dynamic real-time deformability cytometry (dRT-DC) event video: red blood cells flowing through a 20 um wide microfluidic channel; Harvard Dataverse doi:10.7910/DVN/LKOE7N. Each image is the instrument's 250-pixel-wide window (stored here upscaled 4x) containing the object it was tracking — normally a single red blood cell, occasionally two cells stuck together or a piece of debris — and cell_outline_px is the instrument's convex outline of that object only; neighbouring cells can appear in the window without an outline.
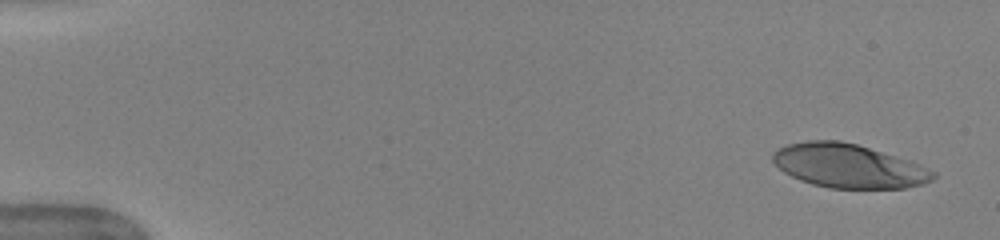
{"species": "human", "species_latin": "Homo sapiens", "temperature_condition": "warm", "stored_images_in_passage": 49, "camera_frame_rate_fps": 3000, "um_per_image_px": 0.085, "donor": {"sex": "female"}, "frame": {"image": 1, "passage_image": 1, "time_ms": 0.0, "image_size_px": [1000, 240], "cell_outline_px": [[936, 176], [932, 180], [924, 184], [904, 188], [828, 188], [812, 184], [800, 180], [784, 172], [772, 160], [772, 152], [776, 148], [788, 144], [808, 140], [840, 140], [856, 144], [912, 160], [936, 172]], "centroid_in_image_um": [72.14, 14.1], "position_along_channel_um": 12.9, "area_um2": 41.21}}
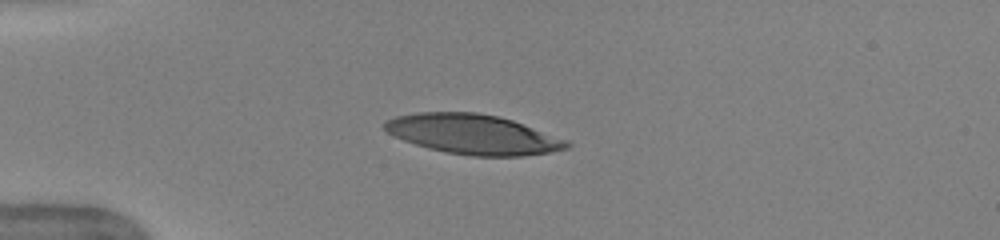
{"frame": {"image": 2, "passage_image": 12, "time_ms": 3.667, "image_size_px": [1000, 240], "cell_outline_px": [[572, 144], [568, 148], [548, 152], [524, 156], [472, 156], [444, 152], [428, 148], [392, 136], [384, 128], [384, 124], [388, 120], [396, 116], [416, 112], [476, 112], [496, 116], [512, 120], [568, 140]], "centroid_in_image_um": [40.21, 11.42], "position_along_channel_um": 44.8, "area_um2": 42.08}}
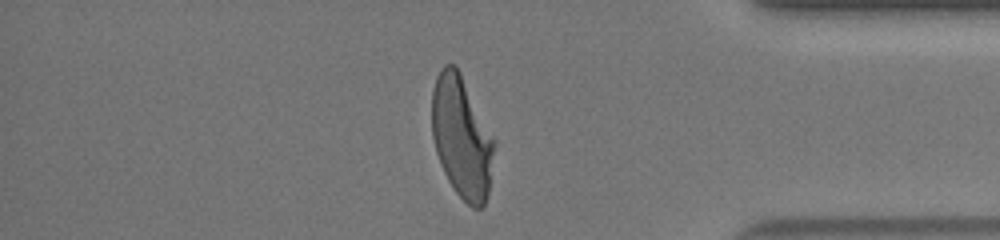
{"frame": {"image": 3, "passage_image": 42, "time_ms": 13.667, "image_size_px": [1000, 240], "cell_outline_px": [[496, 144], [488, 192], [484, 204], [480, 208], [472, 208], [456, 192], [448, 180], [440, 164], [436, 152], [432, 136], [432, 92], [436, 76], [440, 68], [444, 64], [456, 64], [496, 140]], "centroid_in_image_um": [39.25, 11.63], "position_along_channel_um": 396.0, "area_um2": 44.51}, "authors_computed_cell_mechanics": {"area_um2": 44.2748, "velocity_mm_per_s": 3.9958, "shape_relaxation_time_tau1_ms": 3.8742, "shape_relaxation_time_tau2_ms": 0.8034, "deformation_change_tau1": 0.2398, "deformation_change_tau2": 0.0858}}